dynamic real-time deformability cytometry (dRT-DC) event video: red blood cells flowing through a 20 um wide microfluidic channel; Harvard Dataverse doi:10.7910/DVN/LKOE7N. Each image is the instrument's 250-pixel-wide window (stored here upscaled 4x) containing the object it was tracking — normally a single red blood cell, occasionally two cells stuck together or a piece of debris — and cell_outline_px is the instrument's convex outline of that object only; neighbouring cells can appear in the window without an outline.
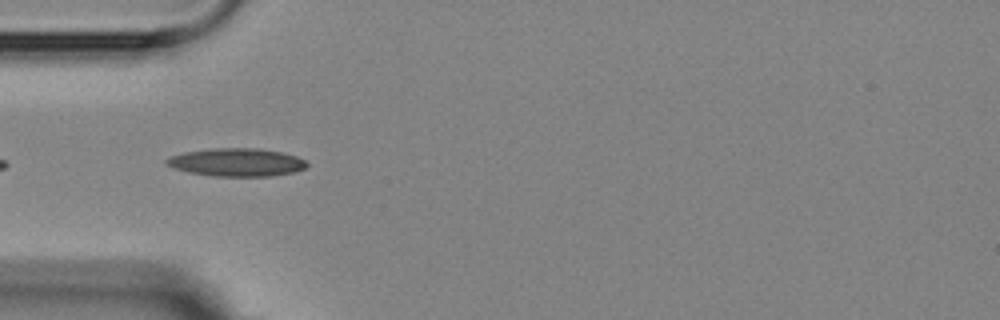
{"species": "Egyptian fruit bat (a non-hibernating species)", "species_latin": "Rousettus aegyptiacus", "temperature_condition": "room temperature", "stored_images_in_passage": 11, "camera_frame_rate_fps": 3000, "um_per_image_px": 0.085, "animal": {"sex": "female"}, "frame": {"image": 1, "passage_image": 4, "time_ms": 5.0, "image_size_px": [1000, 320], "cell_outline_px": [[308, 164], [304, 168], [292, 172], [268, 176], [216, 176], [188, 172], [176, 168], [168, 164], [164, 160], [168, 156], [184, 152], [212, 148], [260, 148], [280, 152], [296, 156], [304, 160]], "centroid_in_image_um": [20.09, 13.78], "position_along_channel_um": 64.9, "area_um2": 22.72}}
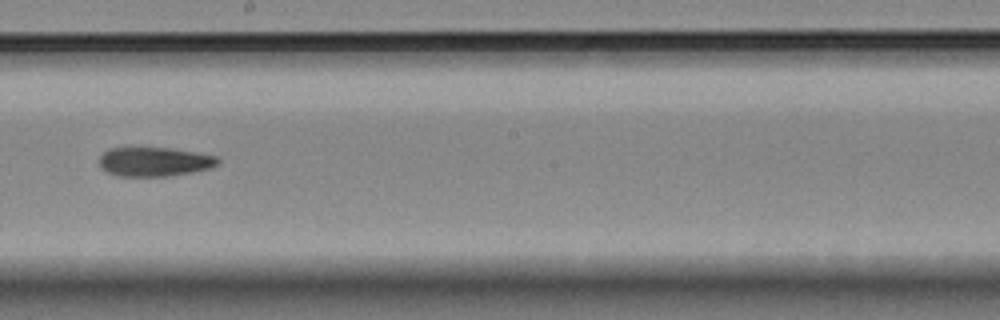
{"frame": {"image": 2, "passage_image": 8, "time_ms": 9.667, "image_size_px": [1000, 320], "cell_outline_px": [[220, 160], [212, 168], [192, 172], [168, 176], [120, 176], [108, 172], [100, 168], [100, 156], [108, 148], [132, 144], [168, 148], [196, 152], [216, 156]], "centroid_in_image_um": [13.06, 13.69], "position_along_channel_um": 235.1, "area_um2": 20.92}}
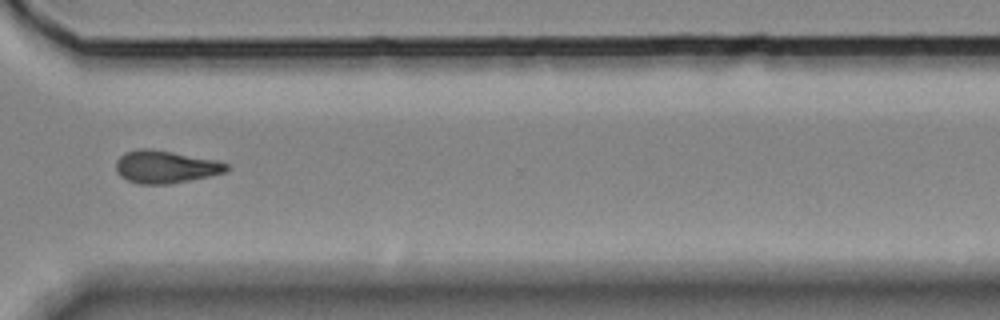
{"frame": {"image": 3, "passage_image": 11, "time_ms": 13.0, "image_size_px": [1000, 320], "cell_outline_px": [[228, 168], [224, 172], [208, 176], [168, 184], [140, 184], [128, 180], [120, 176], [116, 172], [116, 160], [124, 152], [136, 148], [148, 148], [172, 152], [216, 160], [228, 164]], "centroid_in_image_um": [14.0, 14.17], "position_along_channel_um": 356.6, "area_um2": 20.87}}